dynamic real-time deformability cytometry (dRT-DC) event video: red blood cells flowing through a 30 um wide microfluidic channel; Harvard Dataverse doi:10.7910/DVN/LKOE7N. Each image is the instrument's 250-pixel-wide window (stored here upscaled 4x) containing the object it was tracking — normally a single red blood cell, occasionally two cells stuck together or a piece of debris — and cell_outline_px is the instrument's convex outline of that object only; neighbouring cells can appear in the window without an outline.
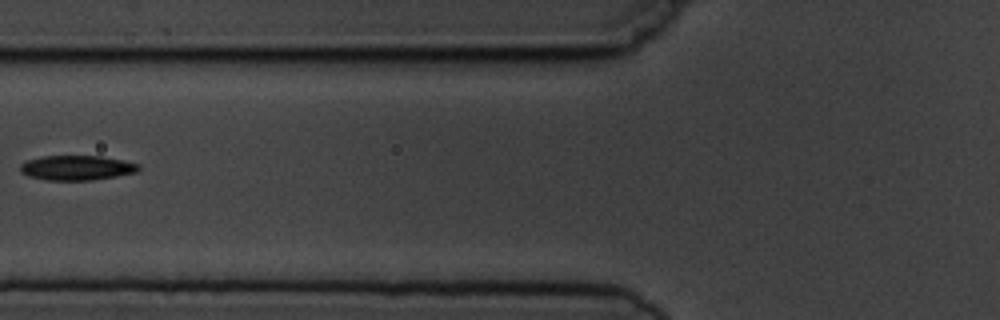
{"species": "common noctule bat (a hibernating species)", "species_latin": "Nyctalus noctula", "temperature_condition": "cold", "stored_images_in_passage": 6, "camera_frame_rate_fps": 3000, "um_per_image_px": 0.085, "animal": {"sex": "male", "body_mass_g": 19.5, "forearm_length_mm": 54.6}, "frame": {"image": 1, "passage_image": 6, "time_ms": 6.667, "image_size_px": [1000, 320], "cell_outline_px": [[140, 168], [136, 172], [116, 176], [92, 180], [44, 180], [28, 176], [20, 172], [20, 164], [28, 160], [40, 156], [100, 156], [140, 164]], "centroid_in_image_um": [6.49, 14.26], "position_along_channel_um": 119.3, "area_um2": 17.05}}